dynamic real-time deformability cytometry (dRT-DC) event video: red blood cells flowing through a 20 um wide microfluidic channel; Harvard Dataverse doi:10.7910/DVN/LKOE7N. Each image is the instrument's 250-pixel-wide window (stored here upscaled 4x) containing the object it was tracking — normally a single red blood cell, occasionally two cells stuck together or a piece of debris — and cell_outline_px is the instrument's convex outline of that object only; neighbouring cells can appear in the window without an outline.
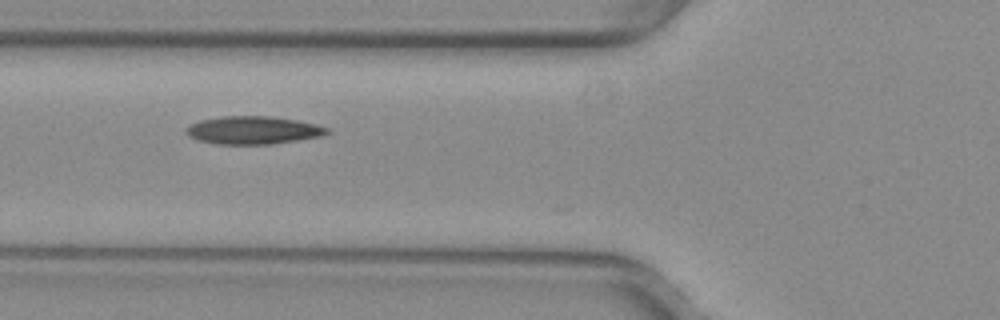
{"species": "common noctule bat (a hibernating species)", "species_latin": "Nyctalus noctula", "temperature_condition": "warm", "stored_images_in_passage": 23, "camera_frame_rate_fps": 3000, "um_per_image_px": 0.085, "animal": {"sex": "female", "body_mass_g": 29.2, "forearm_length_mm": 56.3}, "frame": {"image": 1, "passage_image": 13, "time_ms": 4.0, "image_size_px": [1000, 320], "cell_outline_px": [[332, 128], [328, 132], [320, 136], [272, 144], [216, 144], [200, 140], [188, 136], [184, 132], [184, 128], [200, 120], [220, 116], [272, 116], [296, 120], [316, 124]], "centroid_in_image_um": [21.5, 11.06], "position_along_channel_um": 104.3, "area_um2": 22.95}}
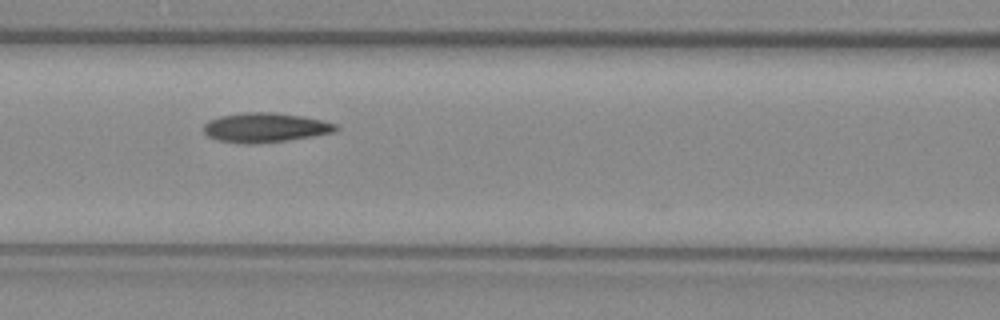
{"frame": {"image": 2, "passage_image": 16, "time_ms": 5.0, "image_size_px": [1000, 320], "cell_outline_px": [[340, 128], [336, 132], [312, 136], [284, 140], [248, 144], [220, 140], [208, 136], [204, 132], [204, 124], [208, 120], [220, 116], [244, 112], [272, 112], [304, 116], [324, 120], [336, 124]], "centroid_in_image_um": [22.58, 10.82], "position_along_channel_um": 144.0, "area_um2": 22.6}}
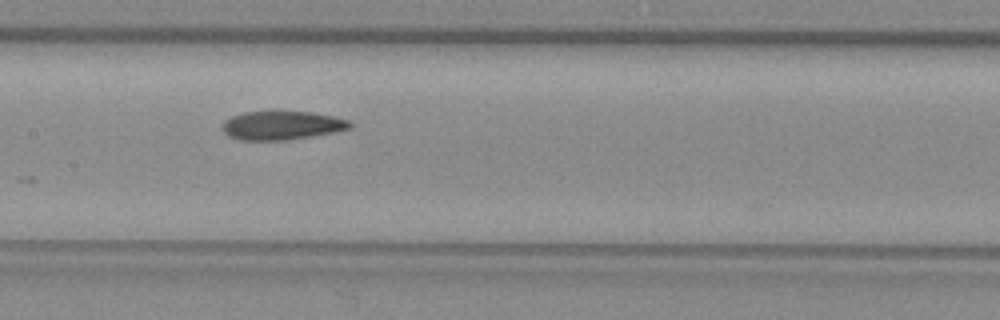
{"frame": {"image": 3, "passage_image": 19, "time_ms": 6.0, "image_size_px": [1000, 320], "cell_outline_px": [[352, 128], [332, 132], [288, 140], [240, 140], [228, 136], [220, 128], [224, 120], [232, 116], [244, 112], [272, 108], [312, 112], [332, 116], [348, 120], [352, 124]], "centroid_in_image_um": [23.89, 10.61], "position_along_channel_um": 183.5, "area_um2": 22.2}}